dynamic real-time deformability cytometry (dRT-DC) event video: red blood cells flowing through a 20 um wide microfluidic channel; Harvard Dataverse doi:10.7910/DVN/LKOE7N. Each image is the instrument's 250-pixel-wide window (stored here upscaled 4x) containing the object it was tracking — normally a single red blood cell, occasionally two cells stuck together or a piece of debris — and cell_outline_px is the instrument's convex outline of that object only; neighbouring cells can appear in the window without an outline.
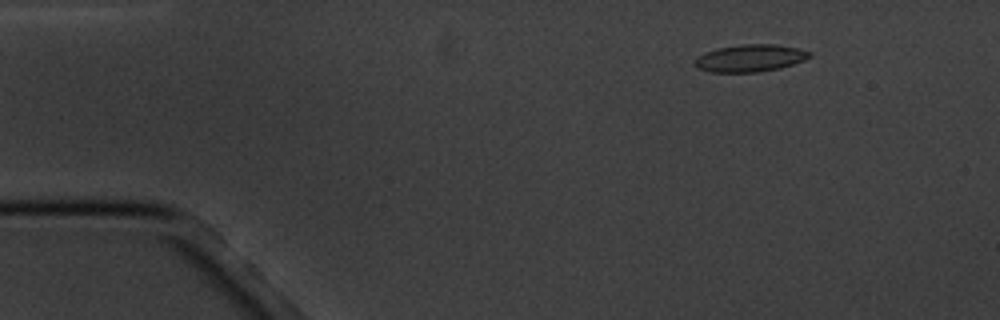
{"species": "common noctule bat (a hibernating species)", "species_latin": "Nyctalus noctula", "temperature_condition": "cold", "stored_images_in_passage": 6, "camera_frame_rate_fps": 3000, "um_per_image_px": 0.085, "animal": {"sex": "male", "body_mass_g": 20.1, "forearm_length_mm": 53.5}, "frame": {"image": 1, "passage_image": 2, "time_ms": 1.333, "image_size_px": [1000, 320], "cell_outline_px": [[812, 56], [804, 60], [780, 68], [756, 72], [712, 72], [696, 68], [692, 64], [692, 60], [696, 56], [704, 52], [716, 48], [744, 44], [776, 44], [796, 48], [812, 52]], "centroid_in_image_um": [63.69, 4.94], "position_along_channel_um": 21.3, "area_um2": 18.44}}
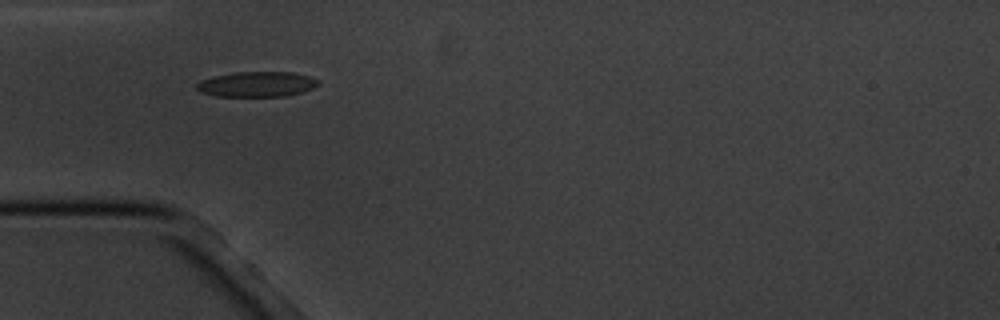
{"frame": {"image": 2, "passage_image": 5, "time_ms": 4.667, "image_size_px": [1000, 320], "cell_outline_px": [[320, 84], [312, 88], [288, 96], [216, 96], [200, 92], [196, 88], [196, 84], [200, 80], [212, 76], [236, 72], [292, 72], [308, 76], [320, 80]], "centroid_in_image_um": [21.81, 7.15], "position_along_channel_um": 63.2, "area_um2": 17.92}}
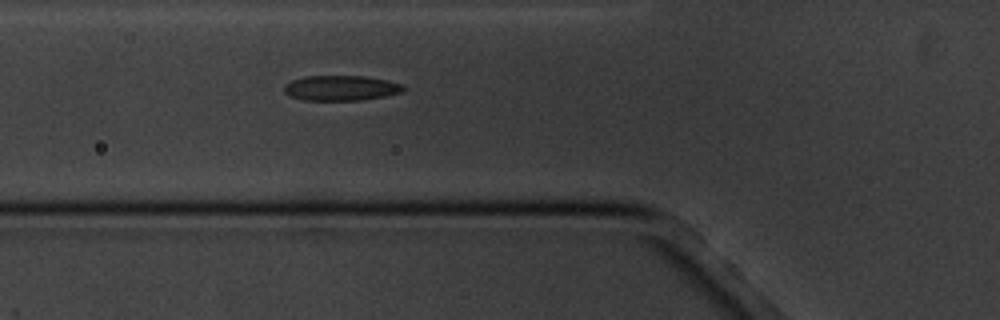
{"frame": {"image": 3, "passage_image": 6, "time_ms": 5.667, "image_size_px": [1000, 320], "cell_outline_px": [[404, 92], [384, 96], [360, 100], [300, 100], [288, 96], [284, 92], [284, 84], [292, 80], [304, 76], [364, 76], [388, 80], [404, 84]], "centroid_in_image_um": [28.96, 7.48], "position_along_channel_um": 96.8, "area_um2": 17.69}}